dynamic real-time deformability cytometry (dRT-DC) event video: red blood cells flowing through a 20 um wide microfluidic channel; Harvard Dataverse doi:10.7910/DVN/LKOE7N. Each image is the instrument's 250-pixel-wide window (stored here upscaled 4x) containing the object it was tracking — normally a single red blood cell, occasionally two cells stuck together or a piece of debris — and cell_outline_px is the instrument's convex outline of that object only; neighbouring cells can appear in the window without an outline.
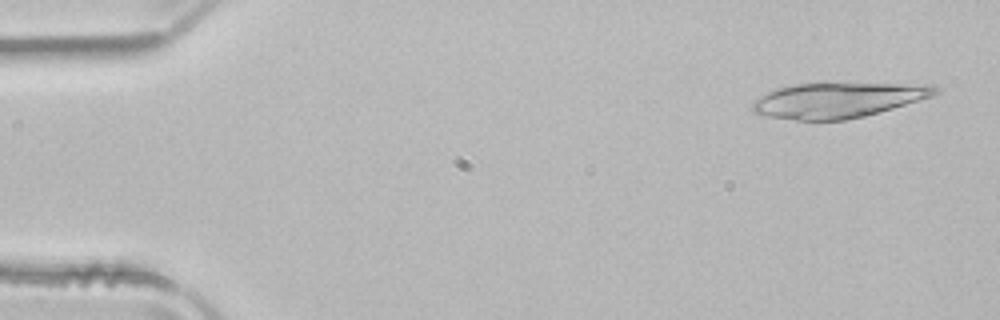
{"species": "common noctule bat (a hibernating species)", "species_latin": "Nyctalus noctula", "temperature_condition": "room temperature", "stored_images_in_passage": 16, "camera_frame_rate_fps": 3000, "um_per_image_px": 0.085, "animal": {"sex": "male", "body_mass_g": 21.5, "forearm_length_mm": 52.0}, "frame": {"image": 1, "passage_image": 2, "time_ms": 0.333, "image_size_px": [1000, 320], "cell_outline_px": [[940, 92], [932, 96], [892, 108], [844, 120], [796, 120], [768, 116], [752, 112], [752, 104], [756, 100], [768, 92], [776, 88], [792, 84], [932, 84], [940, 88]], "centroid_in_image_um": [71.22, 8.51], "position_along_channel_um": 13.8, "area_um2": 36.76}}